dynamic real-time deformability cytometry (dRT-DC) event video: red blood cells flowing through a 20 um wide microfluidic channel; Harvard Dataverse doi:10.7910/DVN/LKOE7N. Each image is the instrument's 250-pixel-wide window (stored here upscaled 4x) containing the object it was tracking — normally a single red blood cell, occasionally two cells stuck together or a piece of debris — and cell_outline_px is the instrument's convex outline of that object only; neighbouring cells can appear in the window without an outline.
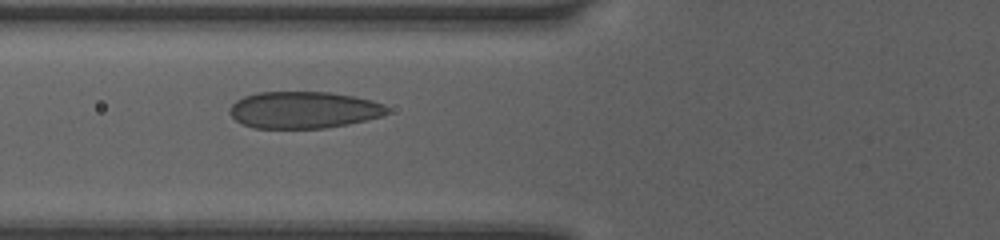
{"species": "human", "species_latin": "Homo sapiens", "temperature_condition": "room temperature", "stored_images_in_passage": 8, "camera_frame_rate_fps": 3000, "um_per_image_px": 0.085, "donor": {"sex": "female"}, "frame": {"image": 1, "passage_image": 6, "time_ms": 5.0, "image_size_px": [1000, 240], "cell_outline_px": [[388, 112], [380, 116], [348, 124], [324, 128], [252, 128], [236, 120], [228, 112], [232, 104], [236, 100], [244, 96], [256, 92], [328, 92], [352, 96], [372, 100], [384, 104], [388, 108]], "centroid_in_image_um": [25.78, 9.34], "position_along_channel_um": 100.0, "area_um2": 33.7}}
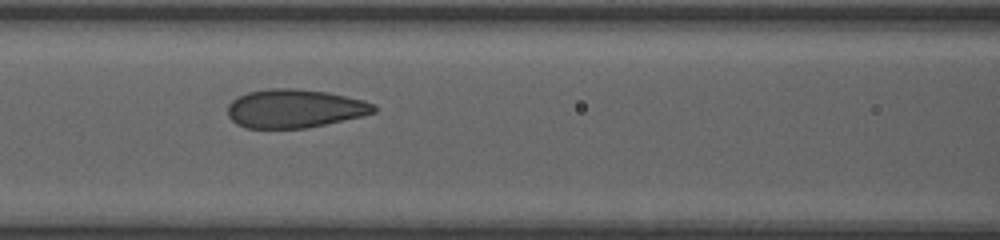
{"frame": {"image": 2, "passage_image": 7, "time_ms": 6.0, "image_size_px": [1000, 240], "cell_outline_px": [[376, 112], [364, 116], [304, 128], [244, 128], [236, 124], [228, 116], [228, 104], [236, 96], [248, 92], [268, 88], [296, 88], [328, 92], [364, 100], [376, 104]], "centroid_in_image_um": [25.04, 9.22], "position_along_channel_um": 141.6, "area_um2": 33.12}}